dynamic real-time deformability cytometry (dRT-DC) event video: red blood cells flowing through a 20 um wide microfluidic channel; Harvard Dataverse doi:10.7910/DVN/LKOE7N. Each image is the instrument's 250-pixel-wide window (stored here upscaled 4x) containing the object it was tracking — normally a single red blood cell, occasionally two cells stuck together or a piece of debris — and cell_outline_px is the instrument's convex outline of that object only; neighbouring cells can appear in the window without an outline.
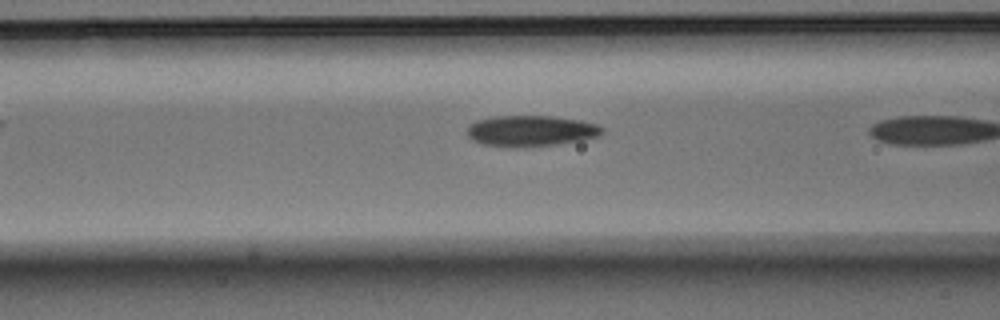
{"species": "Egyptian fruit bat (a non-hibernating species)", "species_latin": "Rousettus aegyptiacus", "temperature_condition": "warm", "stored_images_in_passage": 7, "camera_frame_rate_fps": 3000, "um_per_image_px": 0.085, "animal": {"sex": "male"}, "frame": {"image": 1, "passage_image": 5, "time_ms": 1.333, "image_size_px": [1000, 320], "cell_outline_px": [[604, 132], [600, 136], [580, 140], [556, 144], [484, 144], [472, 140], [468, 136], [468, 124], [476, 120], [492, 116], [552, 116], [580, 120], [596, 124], [604, 128]], "centroid_in_image_um": [45.16, 11.06], "position_along_channel_um": 121.4, "area_um2": 23.41}}